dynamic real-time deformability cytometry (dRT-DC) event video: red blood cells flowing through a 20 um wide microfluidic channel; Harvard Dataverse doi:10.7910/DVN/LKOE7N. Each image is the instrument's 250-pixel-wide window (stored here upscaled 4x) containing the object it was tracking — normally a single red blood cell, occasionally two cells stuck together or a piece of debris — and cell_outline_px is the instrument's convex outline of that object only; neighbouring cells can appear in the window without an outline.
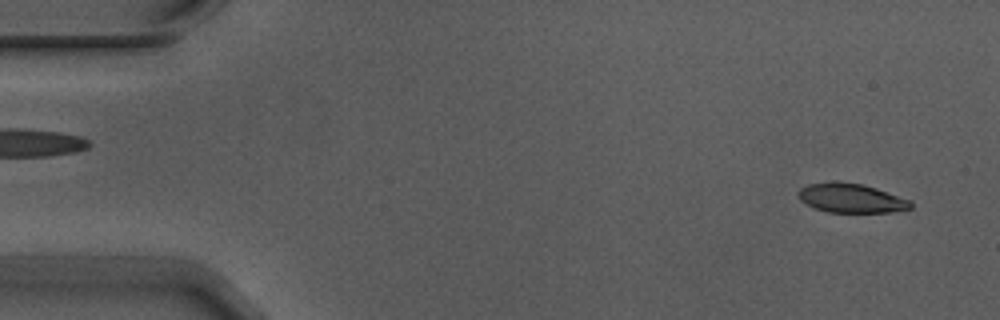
{"species": "Egyptian fruit bat (a non-hibernating species)", "species_latin": "Rousettus aegyptiacus", "temperature_condition": "warm", "stored_images_in_passage": 4, "camera_frame_rate_fps": 3000, "um_per_image_px": 0.085, "animal": {"sex": "male"}, "frame": {"image": 1, "passage_image": 1, "time_ms": 0.0, "image_size_px": [1000, 320], "cell_outline_px": [[912, 208], [892, 212], [828, 212], [816, 208], [800, 200], [796, 192], [800, 188], [808, 184], [836, 180], [864, 184], [876, 188], [908, 200], [912, 204]], "centroid_in_image_um": [72.3, 16.82], "position_along_channel_um": 12.7, "area_um2": 19.13}}
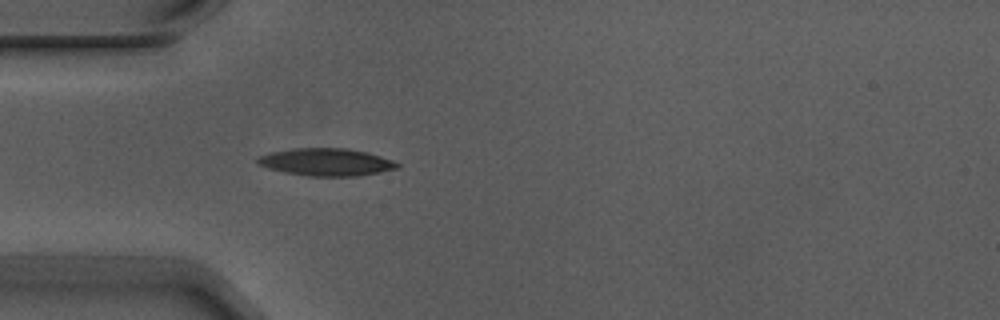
{"frame": {"image": 2, "passage_image": 4, "time_ms": 1.0, "image_size_px": [1000, 320], "cell_outline_px": [[400, 168], [360, 176], [308, 176], [284, 172], [268, 168], [260, 164], [256, 160], [256, 156], [272, 152], [296, 148], [344, 148], [368, 152], [392, 160], [400, 164]], "centroid_in_image_um": [27.76, 13.78], "position_along_channel_um": 57.2, "area_um2": 22.37}}